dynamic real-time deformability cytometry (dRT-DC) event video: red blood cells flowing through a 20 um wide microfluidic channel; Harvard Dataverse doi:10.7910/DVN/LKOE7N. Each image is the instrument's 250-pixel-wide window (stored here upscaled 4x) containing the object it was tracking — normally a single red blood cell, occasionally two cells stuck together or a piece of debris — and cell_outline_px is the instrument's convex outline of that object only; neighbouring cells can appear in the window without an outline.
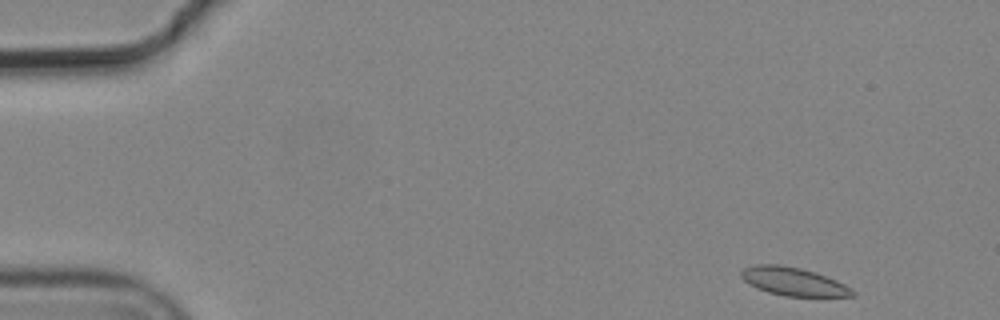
{"species": "common noctule bat (a hibernating species)", "species_latin": "Nyctalus noctula", "temperature_condition": "cold", "stored_images_in_passage": 8, "camera_frame_rate_fps": 3000, "um_per_image_px": 0.085, "animal": {"sex": "male", "body_mass_g": 19.2, "forearm_length_mm": 51.8}, "frame": {"image": 1, "passage_image": 1, "time_ms": 0.0, "image_size_px": [1000, 320], "cell_outline_px": [[856, 296], [784, 296], [768, 292], [756, 288], [744, 280], [740, 276], [740, 272], [744, 268], [756, 264], [776, 264], [800, 268], [816, 272], [836, 280], [852, 288], [856, 292]], "centroid_in_image_um": [67.45, 23.93], "position_along_channel_um": 17.6, "area_um2": 18.32}}
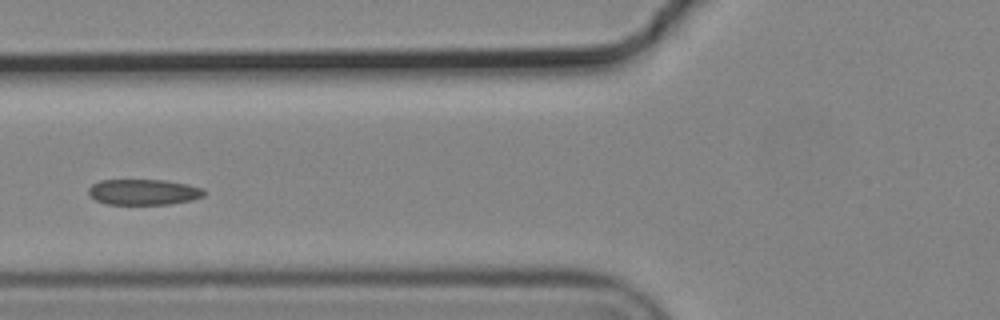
{"frame": {"image": 2, "passage_image": 5, "time_ms": 1.333, "image_size_px": [1000, 320], "cell_outline_px": [[204, 196], [192, 200], [168, 204], [108, 204], [96, 200], [88, 192], [88, 188], [92, 184], [100, 180], [164, 180], [188, 184], [204, 188]], "centroid_in_image_um": [12.22, 16.31], "position_along_channel_um": 113.6, "area_um2": 17.28}}
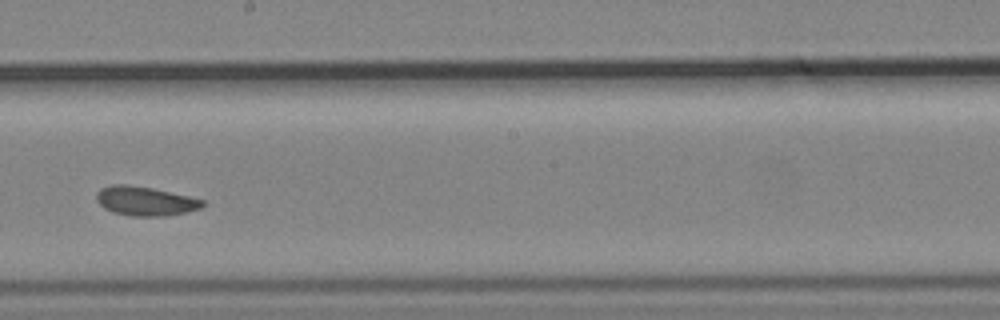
{"frame": {"image": 3, "passage_image": 8, "time_ms": 2.333, "image_size_px": [1000, 320], "cell_outline_px": [[208, 204], [200, 208], [184, 212], [164, 216], [132, 216], [112, 212], [104, 208], [96, 200], [96, 192], [100, 188], [112, 184], [128, 184], [152, 188], [188, 196], [204, 200]], "centroid_in_image_um": [12.32, 17.08], "position_along_channel_um": 235.9, "area_um2": 18.09}}